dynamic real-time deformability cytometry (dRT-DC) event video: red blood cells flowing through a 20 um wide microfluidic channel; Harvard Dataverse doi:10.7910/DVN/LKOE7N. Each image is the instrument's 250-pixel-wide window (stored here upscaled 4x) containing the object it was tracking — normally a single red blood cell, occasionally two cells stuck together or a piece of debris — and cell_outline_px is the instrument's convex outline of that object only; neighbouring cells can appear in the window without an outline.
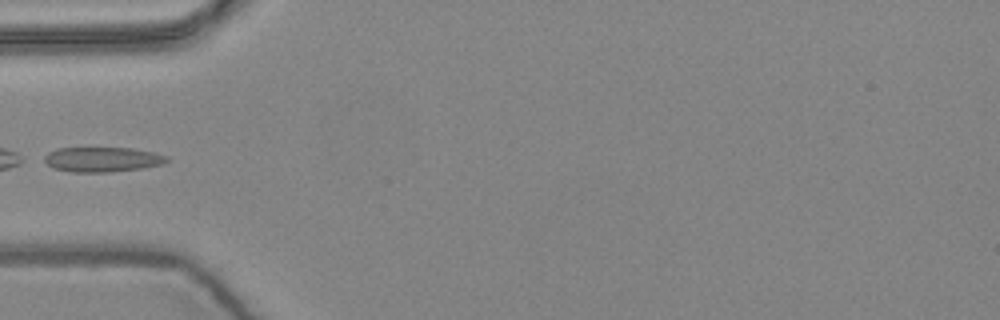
{"species": "common noctule bat (a hibernating species)", "species_latin": "Nyctalus noctula", "temperature_condition": "warm", "stored_images_in_passage": 5, "camera_frame_rate_fps": 3000, "um_per_image_px": 0.085, "animal": {"sex": "female", "body_mass_g": 24.6, "forearm_length_mm": 56.2}, "frame": {"image": 1, "passage_image": 5, "time_ms": 1.333, "image_size_px": [1000, 320], "cell_outline_px": [[172, 160], [164, 164], [144, 168], [108, 172], [72, 172], [52, 168], [40, 160], [48, 152], [56, 148], [132, 148], [152, 152], [168, 156]], "centroid_in_image_um": [8.69, 13.55], "position_along_channel_um": 76.3, "area_um2": 18.09}}